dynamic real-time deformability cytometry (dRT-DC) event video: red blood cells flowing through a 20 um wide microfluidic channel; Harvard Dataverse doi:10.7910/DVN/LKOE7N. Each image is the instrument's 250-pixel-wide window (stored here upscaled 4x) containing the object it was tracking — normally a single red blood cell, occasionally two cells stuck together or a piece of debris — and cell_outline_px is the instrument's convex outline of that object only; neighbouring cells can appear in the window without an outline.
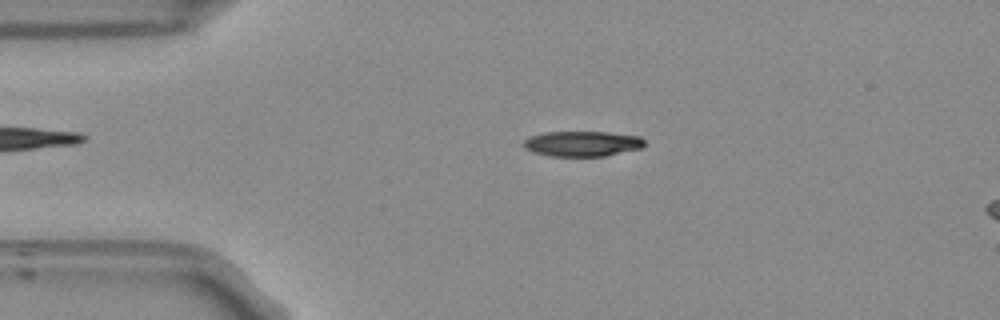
{"species": "Egyptian fruit bat (a non-hibernating species)", "species_latin": "Rousettus aegyptiacus", "temperature_condition": "room temperature", "stored_images_in_passage": 48, "camera_frame_rate_fps": 3000, "um_per_image_px": 0.085, "frame": {"image": 1, "passage_image": 7, "time_ms": 2.0, "image_size_px": [1000, 320], "cell_outline_px": [[644, 148], [604, 156], [552, 156], [532, 152], [524, 148], [520, 144], [528, 136], [544, 132], [608, 132], [640, 136], [644, 140]], "centroid_in_image_um": [49.46, 12.21], "position_along_channel_um": 35.5, "area_um2": 18.09}}
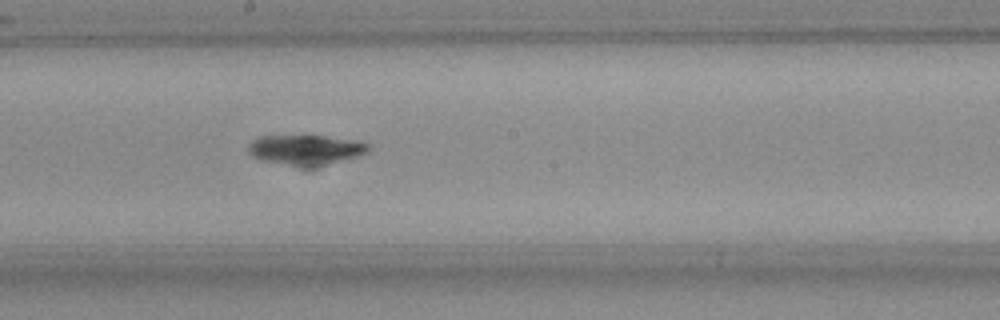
{"frame": {"image": 2, "passage_image": 24, "time_ms": 7.667, "image_size_px": [1000, 320], "cell_outline_px": [[368, 152], [356, 156], [324, 164], [288, 164], [260, 160], [252, 156], [248, 152], [248, 144], [264, 136], [324, 136], [352, 140], [368, 144]], "centroid_in_image_um": [25.94, 12.7], "position_along_channel_um": 222.3, "area_um2": 19.88}}
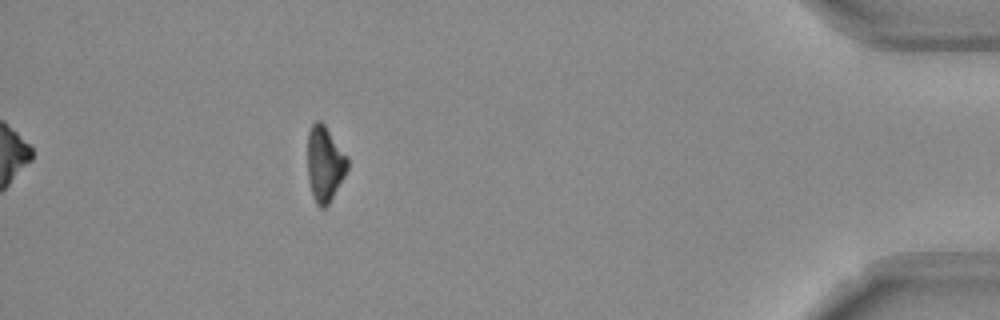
{"frame": {"image": 3, "passage_image": 43, "time_ms": 14.0, "image_size_px": [1000, 320], "cell_outline_px": [[348, 168], [344, 176], [328, 204], [324, 208], [320, 208], [316, 204], [312, 196], [308, 176], [308, 132], [312, 124], [316, 120], [320, 120], [324, 124], [348, 156]], "centroid_in_image_um": [27.6, 13.91], "position_along_channel_um": 407.6, "area_um2": 17.51}, "authors_computed_cell_mechanics": {"area_um2": 18.8139, "velocity_mm_per_s": 3.8425, "shape_relaxation_time_tau1_ms": 3.6633, "shape_relaxation_time_tau2_ms": null, "deformation_change_tau1": 0.1283, "deformation_change_tau2": null}}